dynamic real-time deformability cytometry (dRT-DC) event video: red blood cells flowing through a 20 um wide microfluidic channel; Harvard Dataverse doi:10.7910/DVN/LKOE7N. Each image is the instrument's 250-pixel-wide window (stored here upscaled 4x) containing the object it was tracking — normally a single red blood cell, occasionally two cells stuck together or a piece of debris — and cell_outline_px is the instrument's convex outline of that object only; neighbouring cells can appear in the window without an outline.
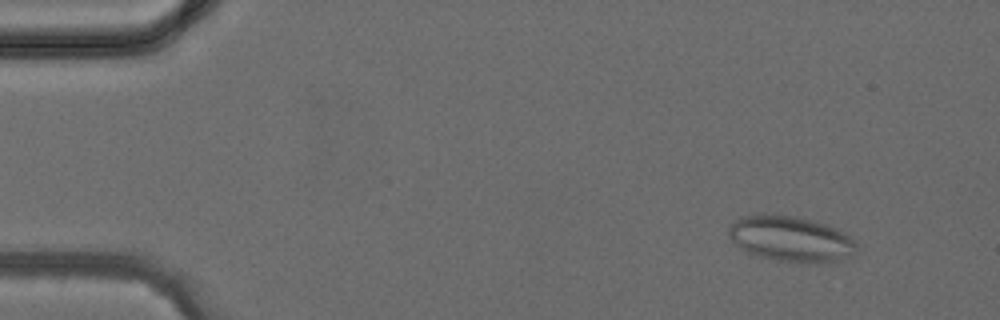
{"species": "common noctule bat (a hibernating species)", "species_latin": "Nyctalus noctula", "temperature_condition": "cold", "stored_images_in_passage": 3, "camera_frame_rate_fps": 3000, "um_per_image_px": 0.085, "animal": {"sex": "female", "body_mass_g": 24.6, "forearm_length_mm": 56.2}, "frame": {"image": 1, "passage_image": 1, "time_ms": 0.0, "image_size_px": [1000, 320], "cell_outline_px": [[856, 244], [852, 256], [840, 260], [808, 264], [776, 260], [748, 256], [728, 236], [728, 224], [740, 216], [764, 212], [792, 216], [812, 220], [836, 228], [844, 232]], "centroid_in_image_um": [67.11, 20.3], "position_along_channel_um": 17.9, "area_um2": 34.74}}